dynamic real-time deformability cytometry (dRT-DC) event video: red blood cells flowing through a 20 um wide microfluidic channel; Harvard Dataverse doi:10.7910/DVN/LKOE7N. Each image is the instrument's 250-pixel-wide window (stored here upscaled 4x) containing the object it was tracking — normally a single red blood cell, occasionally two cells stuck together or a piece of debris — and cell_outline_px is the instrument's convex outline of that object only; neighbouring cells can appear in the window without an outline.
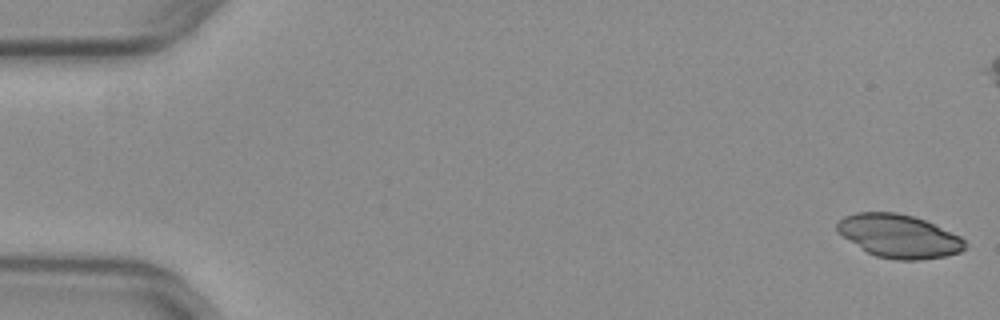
{"species": "common noctule bat (a hibernating species)", "species_latin": "Nyctalus noctula", "temperature_condition": "warm", "stored_images_in_passage": 7, "camera_frame_rate_fps": 3000, "um_per_image_px": 0.085, "animal": {"sex": "female", "body_mass_g": 29.2, "forearm_length_mm": 56.3}, "frame": {"image": 1, "passage_image": 1, "time_ms": 0.0, "image_size_px": [1000, 320], "cell_outline_px": [[964, 248], [960, 252], [944, 256], [916, 260], [896, 260], [876, 256], [860, 248], [836, 232], [836, 224], [844, 216], [856, 212], [896, 212], [912, 216], [924, 220], [960, 236], [964, 240]], "centroid_in_image_um": [76.35, 20.06], "position_along_channel_um": 8.6, "area_um2": 32.02}}